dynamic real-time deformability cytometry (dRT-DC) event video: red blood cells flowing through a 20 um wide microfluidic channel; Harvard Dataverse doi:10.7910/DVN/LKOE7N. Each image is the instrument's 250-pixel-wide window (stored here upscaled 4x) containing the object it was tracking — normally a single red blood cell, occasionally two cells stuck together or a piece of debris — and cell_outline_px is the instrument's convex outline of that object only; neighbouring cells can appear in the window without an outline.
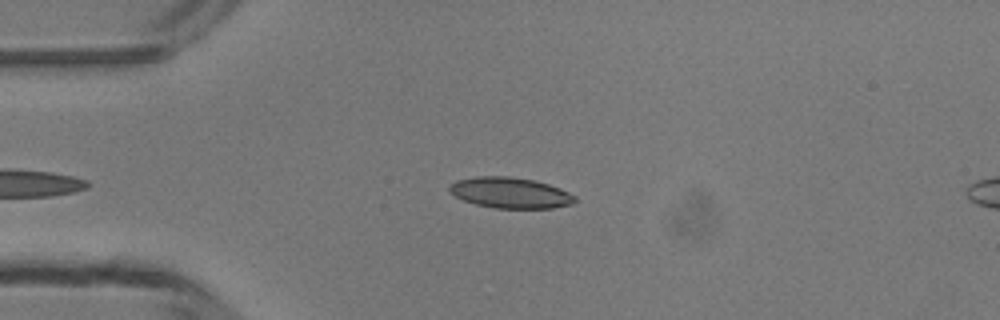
{"species": "common noctule bat (a hibernating species)", "species_latin": "Nyctalus noctula", "temperature_condition": "room temperature", "stored_images_in_passage": 37, "camera_frame_rate_fps": 3000, "um_per_image_px": 0.085, "animal": {"sex": "male", "body_mass_g": 13.3}, "frame": {"image": 1, "passage_image": 3, "time_ms": 0.667, "image_size_px": [1000, 320], "cell_outline_px": [[576, 200], [572, 204], [552, 208], [496, 208], [476, 204], [464, 200], [456, 196], [448, 188], [456, 180], [476, 176], [508, 176], [532, 180], [548, 184], [560, 188], [576, 196]], "centroid_in_image_um": [43.39, 16.38], "position_along_channel_um": 41.6, "area_um2": 22.31}}
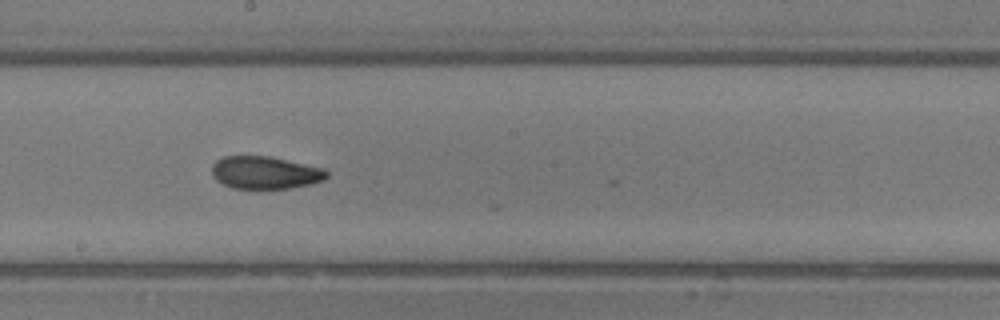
{"frame": {"image": 2, "passage_image": 18, "time_ms": 5.667, "image_size_px": [1000, 320], "cell_outline_px": [[328, 176], [324, 180], [312, 184], [288, 188], [232, 188], [216, 180], [212, 176], [212, 164], [216, 160], [224, 156], [272, 156], [324, 168], [328, 172]], "centroid_in_image_um": [22.55, 14.66], "position_along_channel_um": 225.7, "area_um2": 21.96}}
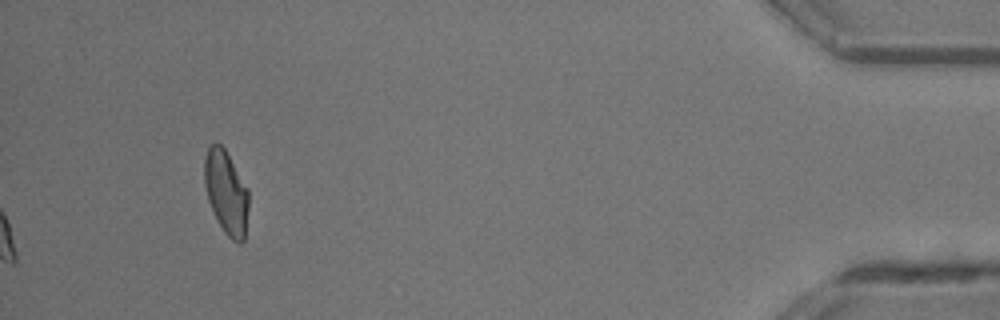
{"frame": {"image": 3, "passage_image": 37, "time_ms": 12.0, "image_size_px": [1000, 320], "cell_outline_px": [[248, 208], [244, 240], [240, 244], [232, 240], [224, 232], [208, 200], [204, 184], [204, 156], [208, 148], [216, 140], [224, 148], [248, 188]], "centroid_in_image_um": [19.22, 16.32], "position_along_channel_um": 416.0, "area_um2": 21.44}, "authors_computed_cell_mechanics": {"area_um2": 22.0218, "velocity_mm_per_s": 4.1617, "shape_relaxation_time_tau1_ms": 7.1785, "shape_relaxation_time_tau2_ms": 1.9619, "deformation_change_tau1": 0.1933, "deformation_change_tau2": 0.0687}}